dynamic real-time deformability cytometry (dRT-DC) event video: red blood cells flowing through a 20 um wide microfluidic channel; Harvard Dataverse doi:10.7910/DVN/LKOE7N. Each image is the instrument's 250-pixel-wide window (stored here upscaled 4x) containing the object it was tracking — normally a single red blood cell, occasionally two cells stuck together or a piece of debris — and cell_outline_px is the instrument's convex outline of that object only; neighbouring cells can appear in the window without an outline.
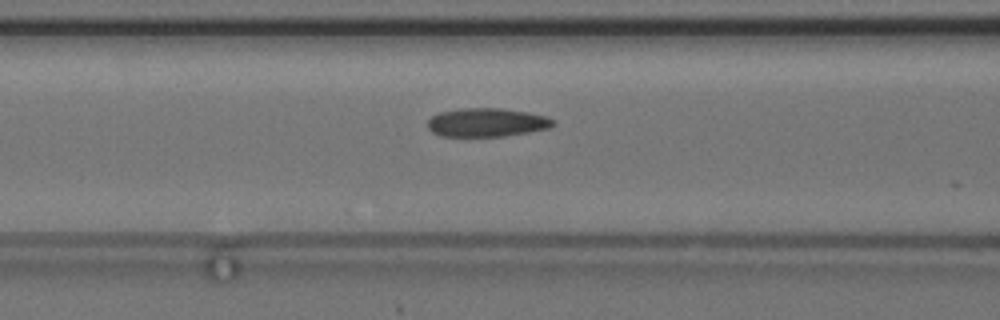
{"species": "common noctule bat (a hibernating species)", "species_latin": "Nyctalus noctula", "temperature_condition": "cold", "stored_images_in_passage": 19, "camera_frame_rate_fps": 3000, "um_per_image_px": 0.085, "animal": {"sex": "female", "body_mass_g": 24.6, "forearm_length_mm": 56.2}, "frame": {"image": 1, "passage_image": 11, "time_ms": 3.333, "image_size_px": [1000, 320], "cell_outline_px": [[556, 124], [548, 128], [528, 132], [504, 136], [440, 136], [432, 132], [428, 128], [428, 120], [432, 116], [440, 112], [464, 108], [500, 108], [528, 112], [548, 116], [556, 120]], "centroid_in_image_um": [41.41, 10.4], "position_along_channel_um": 125.2, "area_um2": 20.98}}